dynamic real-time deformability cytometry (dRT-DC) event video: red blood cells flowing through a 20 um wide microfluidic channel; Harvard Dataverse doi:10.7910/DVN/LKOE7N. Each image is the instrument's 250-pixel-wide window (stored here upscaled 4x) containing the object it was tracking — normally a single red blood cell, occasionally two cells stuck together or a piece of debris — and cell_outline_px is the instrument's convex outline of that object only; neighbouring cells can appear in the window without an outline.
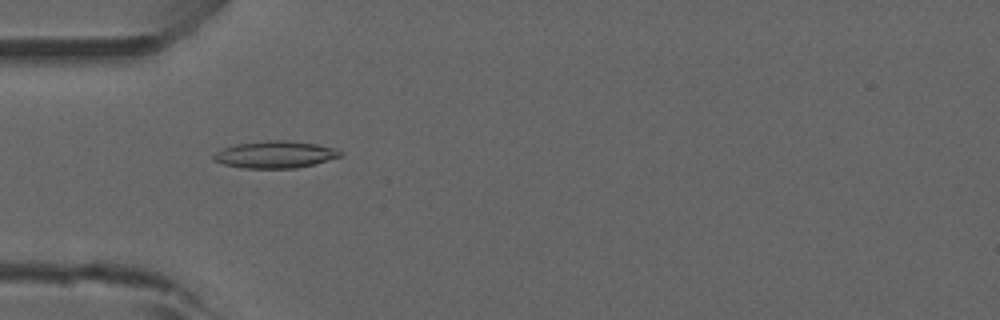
{"species": "common noctule bat (a hibernating species)", "species_latin": "Nyctalus noctula", "temperature_condition": "room temperature", "stored_images_in_passage": 54, "camera_frame_rate_fps": 3000, "um_per_image_px": 0.085, "animal": {"sex": "male", "forearm_length_mm": 52.5}, "frame": {"image": 1, "passage_image": 17, "time_ms": 5.333, "image_size_px": [1000, 320], "cell_outline_px": [[344, 152], [340, 156], [312, 164], [296, 168], [244, 168], [224, 164], [212, 160], [212, 156], [216, 152], [224, 148], [236, 144], [268, 140], [288, 140], [316, 144], [336, 148]], "centroid_in_image_um": [23.37, 13.13], "position_along_channel_um": 61.6, "area_um2": 19.83}}
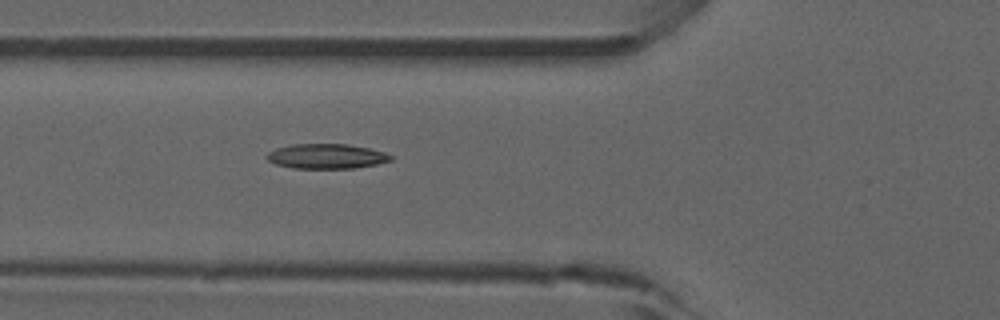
{"frame": {"image": 2, "passage_image": 20, "time_ms": 6.333, "image_size_px": [1000, 320], "cell_outline_px": [[392, 160], [376, 164], [352, 168], [292, 168], [276, 164], [268, 160], [268, 152], [276, 148], [292, 144], [348, 144], [368, 148], [384, 152], [392, 156]], "centroid_in_image_um": [27.75, 13.28], "position_along_channel_um": 98.1, "area_um2": 17.74}}
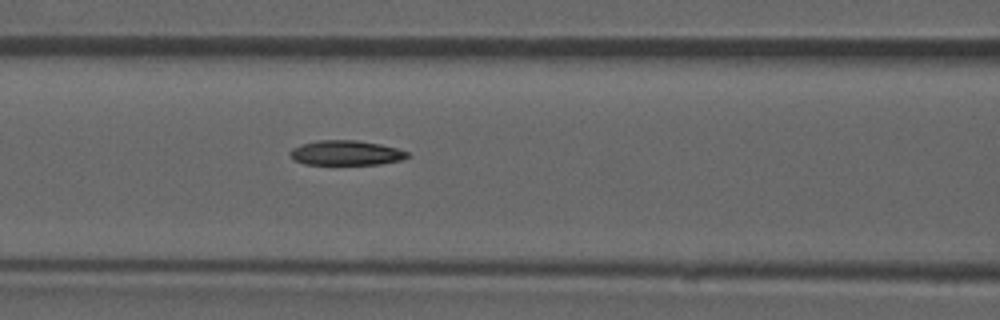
{"frame": {"image": 3, "passage_image": 23, "time_ms": 7.333, "image_size_px": [1000, 320], "cell_outline_px": [[408, 156], [404, 160], [380, 164], [304, 164], [296, 160], [288, 152], [292, 148], [300, 144], [316, 140], [356, 140], [380, 144], [396, 148], [408, 152]], "centroid_in_image_um": [29.41, 12.99], "position_along_channel_um": 137.2, "area_um2": 16.94}, "authors_computed_cell_mechanics": {"area_um2": 17.6001, "velocity_mm_per_s": 3.8747, "shape_relaxation_time_tau1_ms": null, "shape_relaxation_time_tau2_ms": 10.4178, "deformation_change_tau1": null, "deformation_change_tau2": 0.1547}}